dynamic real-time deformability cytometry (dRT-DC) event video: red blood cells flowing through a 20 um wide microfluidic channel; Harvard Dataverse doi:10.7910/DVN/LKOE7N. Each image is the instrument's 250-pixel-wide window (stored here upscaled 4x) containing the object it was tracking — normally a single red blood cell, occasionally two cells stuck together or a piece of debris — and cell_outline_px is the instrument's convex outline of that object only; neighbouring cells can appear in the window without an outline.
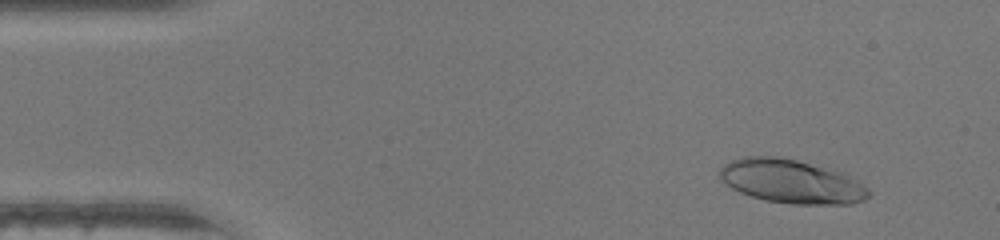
{"species": "human", "species_latin": "Homo sapiens", "temperature_condition": "warm", "stored_images_in_passage": 47, "camera_frame_rate_fps": 3000, "um_per_image_px": 0.085, "donor": {"sex": "female"}, "frame": {"image": 1, "passage_image": 5, "time_ms": 1.333, "image_size_px": [1000, 240], "cell_outline_px": [[872, 192], [864, 200], [848, 204], [792, 204], [764, 200], [740, 192], [732, 188], [720, 180], [720, 168], [724, 164], [732, 160], [744, 156], [776, 156], [836, 168], [844, 172], [868, 188]], "centroid_in_image_um": [67.3, 15.41], "position_along_channel_um": 17.7, "area_um2": 38.32}}
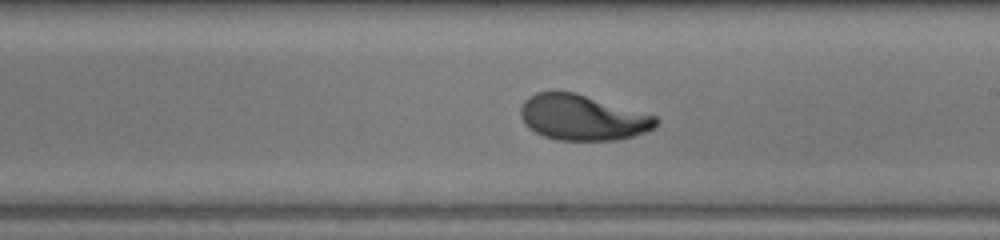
{"frame": {"image": 2, "passage_image": 27, "time_ms": 8.667, "image_size_px": [1000, 240], "cell_outline_px": [[660, 120], [656, 128], [620, 140], [556, 140], [544, 136], [528, 128], [524, 124], [520, 116], [520, 108], [524, 100], [528, 96], [536, 92], [576, 92], [656, 116]], "centroid_in_image_um": [49.5, 9.99], "position_along_channel_um": 239.5, "area_um2": 36.13}}
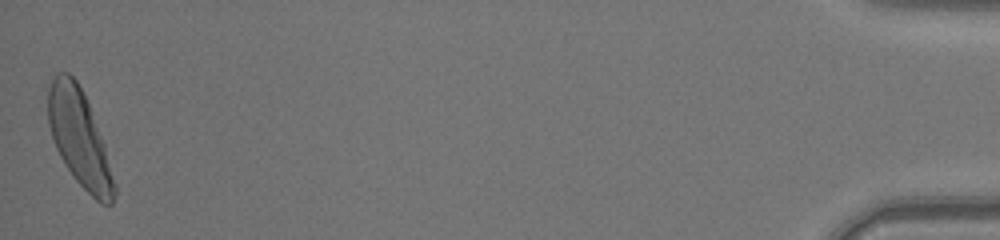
{"frame": {"image": 3, "passage_image": 47, "time_ms": 15.333, "image_size_px": [1000, 240], "cell_outline_px": [[116, 192], [112, 204], [100, 204], [72, 176], [60, 156], [56, 148], [48, 124], [48, 88], [56, 72], [68, 72], [76, 80], [88, 104], [104, 144], [116, 184]], "centroid_in_image_um": [6.75, 11.77], "position_along_channel_um": 428.5, "area_um2": 36.7}, "authors_computed_cell_mechanics": {"area_um2": 36.2984, "velocity_mm_per_s": 4.3752, "shape_relaxation_time_tau1_ms": 2.989, "shape_relaxation_time_tau2_ms": 0.7809, "deformation_change_tau1": 0.1936, "deformation_change_tau2": 0.0538}}